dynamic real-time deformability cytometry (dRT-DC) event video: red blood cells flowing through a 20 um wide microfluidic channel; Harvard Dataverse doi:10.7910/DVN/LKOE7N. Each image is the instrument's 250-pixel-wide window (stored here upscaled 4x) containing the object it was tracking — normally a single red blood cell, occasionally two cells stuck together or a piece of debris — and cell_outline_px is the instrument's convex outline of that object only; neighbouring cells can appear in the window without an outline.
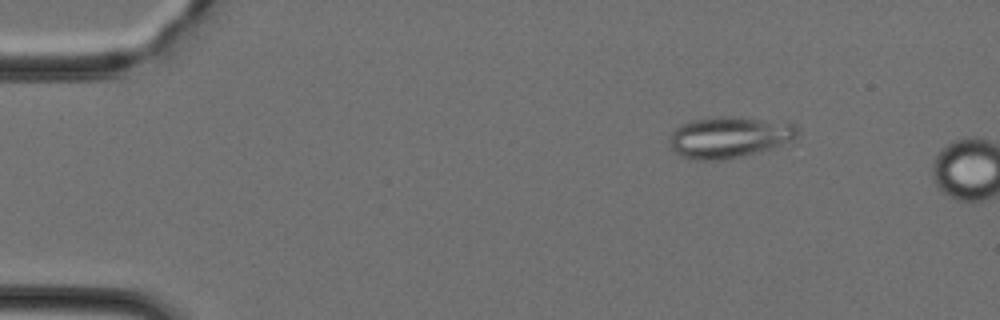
{"species": "Egyptian fruit bat (a non-hibernating species)", "species_latin": "Rousettus aegyptiacus", "temperature_condition": "cold", "stored_images_in_passage": 8, "camera_frame_rate_fps": 3000, "um_per_image_px": 0.085, "animal": {"sex": "female"}, "frame": {"image": 1, "passage_image": 7, "time_ms": 2.0, "image_size_px": [1000, 320], "cell_outline_px": [[800, 132], [796, 144], [728, 160], [692, 160], [680, 156], [672, 148], [672, 132], [680, 124], [688, 120], [712, 116], [740, 116], [792, 124], [800, 128]], "centroid_in_image_um": [62.11, 11.68], "position_along_channel_um": 22.9, "area_um2": 32.02}}